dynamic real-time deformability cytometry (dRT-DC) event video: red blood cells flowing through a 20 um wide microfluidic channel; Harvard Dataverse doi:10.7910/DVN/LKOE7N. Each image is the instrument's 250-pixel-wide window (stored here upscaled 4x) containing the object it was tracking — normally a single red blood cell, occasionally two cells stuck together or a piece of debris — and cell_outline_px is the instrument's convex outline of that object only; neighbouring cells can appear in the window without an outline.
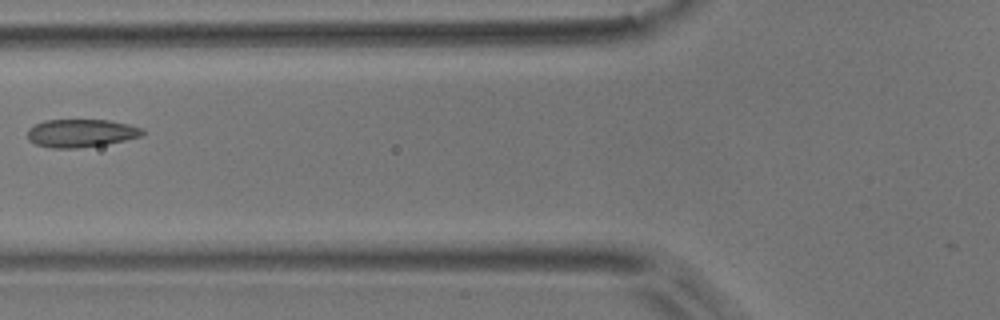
{"species": "common noctule bat (a hibernating species)", "species_latin": "Nyctalus noctula", "temperature_condition": "room temperature", "stored_images_in_passage": 6, "camera_frame_rate_fps": 3000, "um_per_image_px": 0.085, "animal": {"sex": "male", "body_mass_g": 17.9}, "frame": {"image": 1, "passage_image": 5, "time_ms": 1.333, "image_size_px": [1000, 320], "cell_outline_px": [[144, 132], [140, 136], [124, 140], [104, 144], [80, 148], [52, 148], [36, 144], [28, 140], [28, 128], [44, 120], [108, 120], [128, 124], [144, 128]], "centroid_in_image_um": [6.87, 11.31], "position_along_channel_um": 118.9, "area_um2": 18.67}}
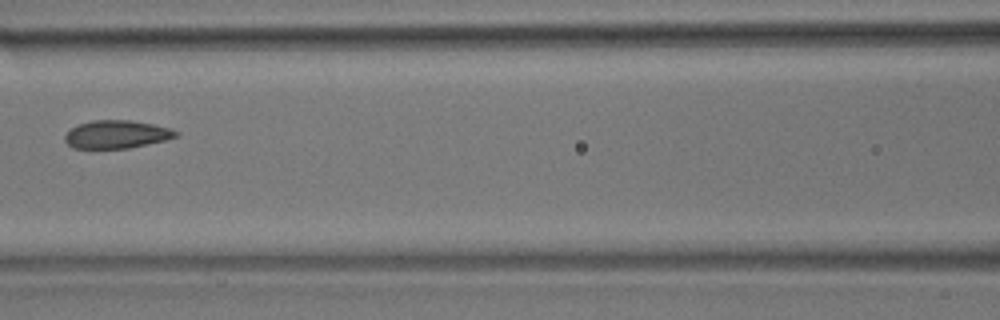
{"frame": {"image": 2, "passage_image": 6, "time_ms": 1.667, "image_size_px": [1000, 320], "cell_outline_px": [[180, 136], [164, 140], [128, 148], [72, 148], [64, 140], [64, 136], [76, 124], [92, 120], [128, 120], [152, 124], [172, 128], [180, 132]], "centroid_in_image_um": [9.92, 11.41], "position_along_channel_um": 156.7, "area_um2": 18.15}}